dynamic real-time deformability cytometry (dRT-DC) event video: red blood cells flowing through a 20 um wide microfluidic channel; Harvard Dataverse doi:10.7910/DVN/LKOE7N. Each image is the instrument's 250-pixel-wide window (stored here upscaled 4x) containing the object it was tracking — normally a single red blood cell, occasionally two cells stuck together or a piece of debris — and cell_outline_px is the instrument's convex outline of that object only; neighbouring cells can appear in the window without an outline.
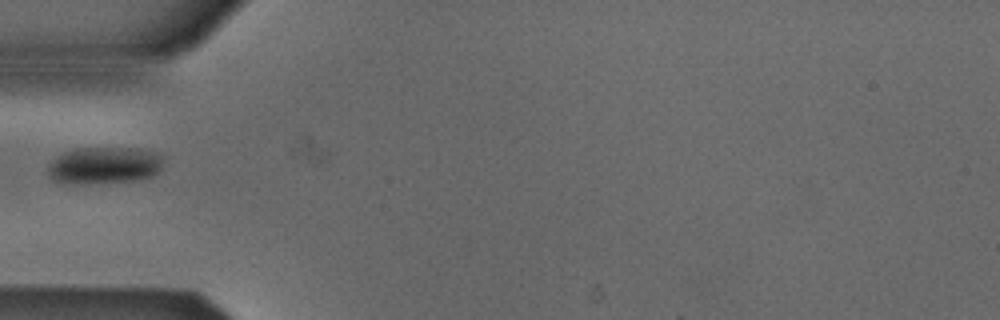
{"species": "Egyptian fruit bat (a non-hibernating species)", "species_latin": "Rousettus aegyptiacus", "temperature_condition": "cold", "stored_images_in_passage": 2, "camera_frame_rate_fps": 3000, "um_per_image_px": 0.085, "animal": {"sex": "male"}, "frame": {"image": 1, "passage_image": 1, "time_ms": 0.0, "image_size_px": [1000, 320], "cell_outline_px": [[164, 160], [160, 168], [152, 176], [140, 180], [88, 184], [60, 184], [52, 180], [48, 176], [48, 164], [56, 156], [64, 152], [76, 148], [140, 148], [156, 152], [164, 156]], "centroid_in_image_um": [8.83, 14.07], "position_along_channel_um": 76.2, "area_um2": 25.55}}